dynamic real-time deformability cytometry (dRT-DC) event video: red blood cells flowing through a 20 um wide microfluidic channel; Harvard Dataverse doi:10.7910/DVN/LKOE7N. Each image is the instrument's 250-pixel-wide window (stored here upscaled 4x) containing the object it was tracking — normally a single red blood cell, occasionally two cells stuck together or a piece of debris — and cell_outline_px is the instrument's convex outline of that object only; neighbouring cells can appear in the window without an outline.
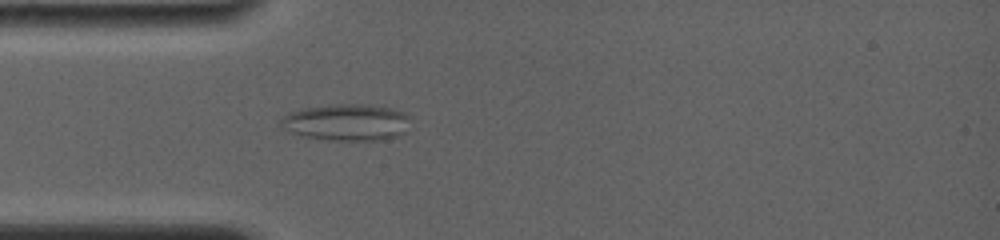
{"species": "common noctule bat (a hibernating species)", "species_latin": "Nyctalus noctula", "temperature_condition": "room temperature", "stored_images_in_passage": 6, "camera_frame_rate_fps": 4000, "um_per_image_px": 0.085, "animal": {"sex": "female", "body_mass_g": 19.0, "forearm_length_mm": 56.7}, "frame": {"image": 1, "passage_image": 6, "time_ms": 4.25, "image_size_px": [1000, 240], "cell_outline_px": [[412, 116], [404, 132], [396, 136], [384, 140], [332, 140], [300, 136], [288, 132], [280, 124], [280, 120], [288, 112], [304, 108], [328, 104], [368, 104], [392, 108], [408, 112]], "centroid_in_image_um": [29.48, 10.38], "position_along_channel_um": 55.5, "area_um2": 28.15}}